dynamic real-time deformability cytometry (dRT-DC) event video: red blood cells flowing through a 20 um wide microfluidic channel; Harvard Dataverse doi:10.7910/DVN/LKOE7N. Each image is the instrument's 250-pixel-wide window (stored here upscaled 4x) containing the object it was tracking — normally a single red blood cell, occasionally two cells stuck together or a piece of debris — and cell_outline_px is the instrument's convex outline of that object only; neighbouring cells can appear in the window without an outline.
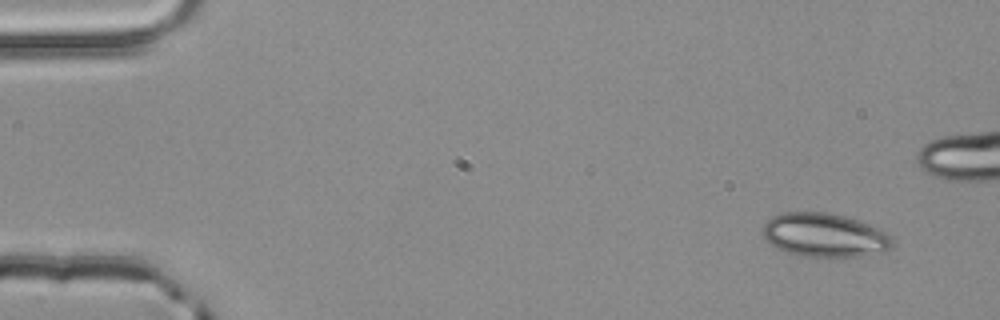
{"species": "common noctule bat (a hibernating species)", "species_latin": "Nyctalus noctula", "temperature_condition": "room temperature", "stored_images_in_passage": 5, "camera_frame_rate_fps": 3000, "um_per_image_px": 0.085, "animal": {"sex": "male", "body_mass_g": 20.4}, "frame": {"image": 1, "passage_image": 1, "time_ms": 0.0, "image_size_px": [1000, 320], "cell_outline_px": [[896, 244], [892, 248], [884, 252], [860, 256], [800, 256], [784, 252], [768, 244], [764, 240], [760, 228], [772, 216], [780, 212], [828, 212], [844, 216], [880, 228], [892, 236]], "centroid_in_image_um": [70.06, 19.99], "position_along_channel_um": 14.9, "area_um2": 33.7}}